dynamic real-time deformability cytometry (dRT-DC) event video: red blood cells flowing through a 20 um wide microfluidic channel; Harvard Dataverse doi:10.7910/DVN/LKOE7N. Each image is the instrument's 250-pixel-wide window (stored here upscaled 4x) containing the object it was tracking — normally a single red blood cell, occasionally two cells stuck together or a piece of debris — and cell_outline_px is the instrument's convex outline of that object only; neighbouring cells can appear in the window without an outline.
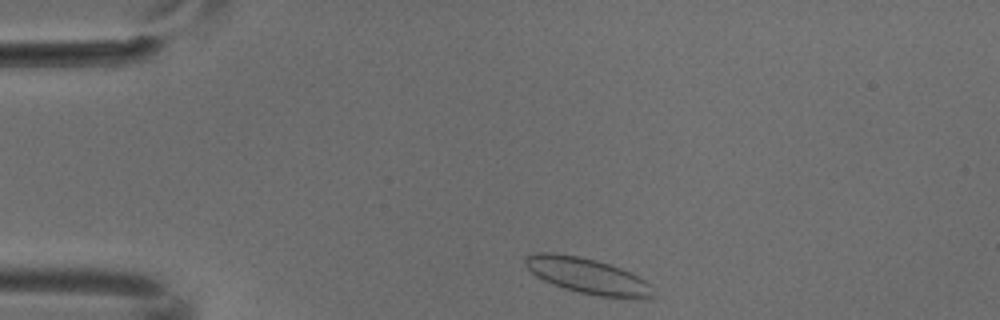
{"species": "common noctule bat (a hibernating species)", "species_latin": "Nyctalus noctula", "temperature_condition": "cold", "stored_images_in_passage": 2, "camera_frame_rate_fps": 3000, "um_per_image_px": 0.085, "animal": {"sex": "male", "body_mass_g": 18.8}, "frame": {"image": 1, "passage_image": 1, "time_ms": 0.0, "image_size_px": [1000, 320], "cell_outline_px": [[652, 300], [640, 300], [600, 296], [580, 292], [564, 288], [544, 280], [536, 276], [524, 264], [524, 256], [540, 252], [552, 252], [580, 256], [596, 260], [620, 268], [644, 280], [648, 284], [652, 296]], "centroid_in_image_um": [49.92, 23.46], "position_along_channel_um": 35.1, "area_um2": 26.41}}